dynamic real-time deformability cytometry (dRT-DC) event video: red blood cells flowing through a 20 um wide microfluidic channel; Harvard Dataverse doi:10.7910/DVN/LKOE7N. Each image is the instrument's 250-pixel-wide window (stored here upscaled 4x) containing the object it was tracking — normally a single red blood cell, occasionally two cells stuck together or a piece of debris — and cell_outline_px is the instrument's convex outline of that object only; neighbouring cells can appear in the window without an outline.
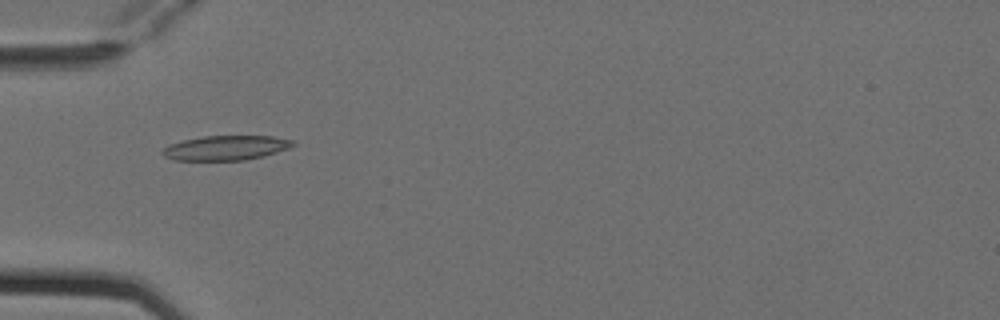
{"species": "Egyptian fruit bat (a non-hibernating species)", "species_latin": "Rousettus aegyptiacus", "temperature_condition": "cold", "stored_images_in_passage": 7, "camera_frame_rate_fps": 3000, "um_per_image_px": 0.085, "animal": {"sex": "female"}, "frame": {"image": 1, "passage_image": 4, "time_ms": 1.0, "image_size_px": [1000, 320], "cell_outline_px": [[296, 144], [288, 148], [264, 156], [244, 160], [172, 160], [164, 156], [160, 152], [168, 144], [184, 140], [204, 136], [272, 136], [292, 140]], "centroid_in_image_um": [19.17, 12.57], "position_along_channel_um": 65.8, "area_um2": 18.67}}
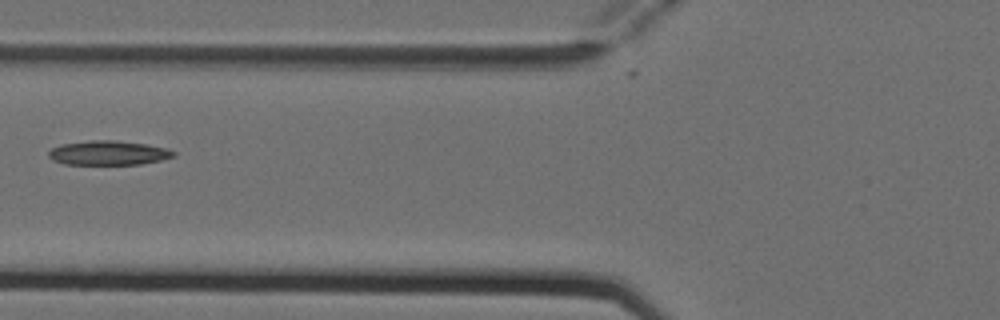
{"frame": {"image": 2, "passage_image": 5, "time_ms": 1.333, "image_size_px": [1000, 320], "cell_outline_px": [[176, 156], [160, 160], [140, 164], [64, 164], [52, 160], [48, 156], [48, 152], [52, 148], [60, 144], [88, 140], [116, 140], [148, 144], [168, 148], [176, 152]], "centroid_in_image_um": [9.22, 12.98], "position_along_channel_um": 116.6, "area_um2": 17.92}}
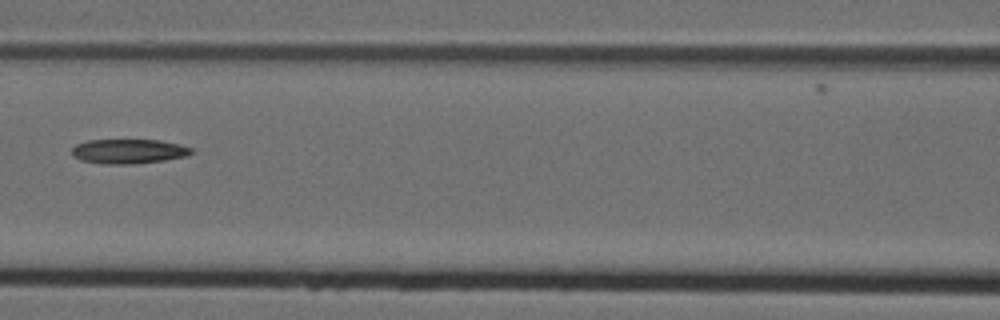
{"frame": {"image": 3, "passage_image": 6, "time_ms": 1.667, "image_size_px": [1000, 320], "cell_outline_px": [[192, 152], [188, 156], [164, 160], [132, 164], [104, 164], [80, 160], [72, 156], [72, 148], [76, 144], [88, 140], [160, 140], [180, 144], [192, 148]], "centroid_in_image_um": [10.92, 12.86], "position_along_channel_um": 155.7, "area_um2": 17.17}}